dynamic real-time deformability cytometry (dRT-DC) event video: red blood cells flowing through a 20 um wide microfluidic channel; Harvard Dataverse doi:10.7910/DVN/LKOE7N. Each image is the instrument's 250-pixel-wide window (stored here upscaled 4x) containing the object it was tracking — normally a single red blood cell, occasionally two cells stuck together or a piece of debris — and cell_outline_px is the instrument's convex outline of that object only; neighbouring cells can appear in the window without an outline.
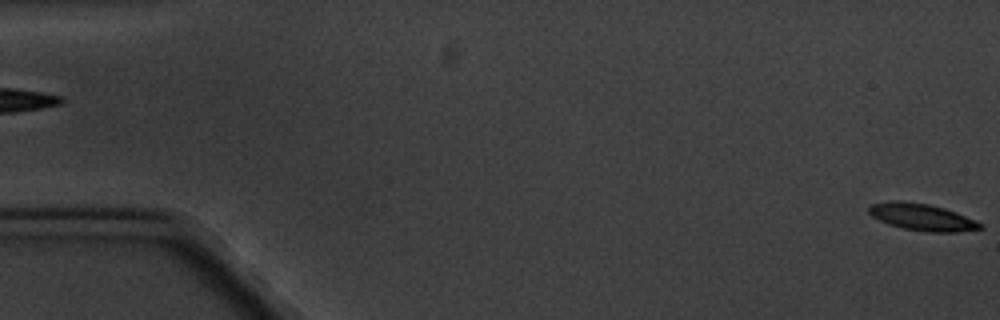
{"species": "common noctule bat (a hibernating species)", "species_latin": "Nyctalus noctula", "temperature_condition": "cold", "stored_images_in_passage": 6, "camera_frame_rate_fps": 3000, "um_per_image_px": 0.085, "animal": {"sex": "male", "body_mass_g": 20.1, "forearm_length_mm": 53.5}, "frame": {"image": 1, "passage_image": 1, "time_ms": 0.0, "image_size_px": [1000, 320], "cell_outline_px": [[984, 228], [960, 232], [928, 232], [904, 228], [888, 224], [872, 216], [868, 212], [868, 204], [888, 200], [900, 200], [928, 204], [944, 208], [956, 212], [984, 224]], "centroid_in_image_um": [78.35, 18.44], "position_along_channel_um": 6.6, "area_um2": 17.63}}
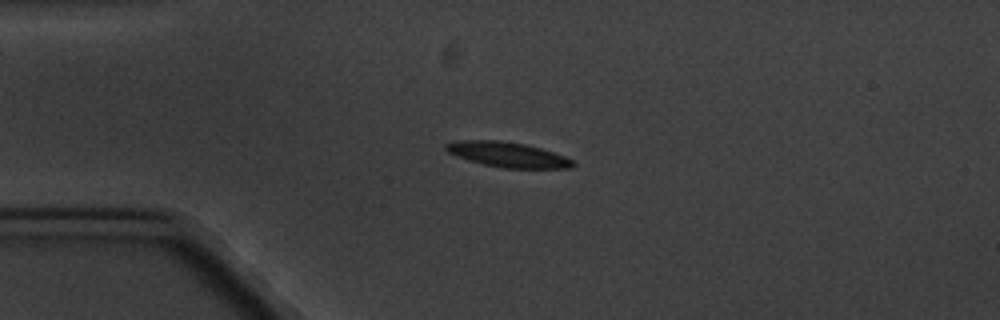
{"frame": {"image": 2, "passage_image": 5, "time_ms": 4.667, "image_size_px": [1000, 320], "cell_outline_px": [[576, 164], [572, 168], [504, 168], [484, 164], [468, 160], [456, 156], [448, 152], [444, 148], [444, 144], [460, 140], [500, 140], [524, 144], [540, 148], [564, 156], [572, 160]], "centroid_in_image_um": [43.13, 13.14], "position_along_channel_um": 41.9, "area_um2": 18.44}}